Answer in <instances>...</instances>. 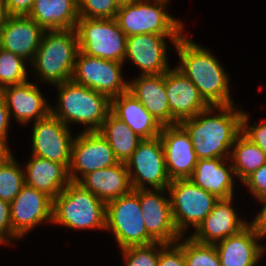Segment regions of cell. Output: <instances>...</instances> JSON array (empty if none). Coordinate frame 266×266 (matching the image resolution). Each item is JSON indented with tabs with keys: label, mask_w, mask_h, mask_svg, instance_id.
I'll return each mask as SVG.
<instances>
[{
	"label": "cell",
	"mask_w": 266,
	"mask_h": 266,
	"mask_svg": "<svg viewBox=\"0 0 266 266\" xmlns=\"http://www.w3.org/2000/svg\"><path fill=\"white\" fill-rule=\"evenodd\" d=\"M241 109L235 104L209 106L179 122L188 133L198 160L230 158L231 148L242 133Z\"/></svg>",
	"instance_id": "6da1fadb"
},
{
	"label": "cell",
	"mask_w": 266,
	"mask_h": 266,
	"mask_svg": "<svg viewBox=\"0 0 266 266\" xmlns=\"http://www.w3.org/2000/svg\"><path fill=\"white\" fill-rule=\"evenodd\" d=\"M179 56L176 67L197 87L209 106L235 104L230 94V75L209 48L199 45L184 34L175 44Z\"/></svg>",
	"instance_id": "7a4b0ae2"
},
{
	"label": "cell",
	"mask_w": 266,
	"mask_h": 266,
	"mask_svg": "<svg viewBox=\"0 0 266 266\" xmlns=\"http://www.w3.org/2000/svg\"><path fill=\"white\" fill-rule=\"evenodd\" d=\"M54 88L57 98L51 103V114L71 128L84 125L82 131H98L111 111V99L72 80L65 81Z\"/></svg>",
	"instance_id": "3957f363"
},
{
	"label": "cell",
	"mask_w": 266,
	"mask_h": 266,
	"mask_svg": "<svg viewBox=\"0 0 266 266\" xmlns=\"http://www.w3.org/2000/svg\"><path fill=\"white\" fill-rule=\"evenodd\" d=\"M78 51L76 29L44 31L30 64L36 82L56 86L71 80Z\"/></svg>",
	"instance_id": "277c9868"
},
{
	"label": "cell",
	"mask_w": 266,
	"mask_h": 266,
	"mask_svg": "<svg viewBox=\"0 0 266 266\" xmlns=\"http://www.w3.org/2000/svg\"><path fill=\"white\" fill-rule=\"evenodd\" d=\"M106 204L77 182H70L53 200L52 225L72 230H104Z\"/></svg>",
	"instance_id": "5b68a950"
},
{
	"label": "cell",
	"mask_w": 266,
	"mask_h": 266,
	"mask_svg": "<svg viewBox=\"0 0 266 266\" xmlns=\"http://www.w3.org/2000/svg\"><path fill=\"white\" fill-rule=\"evenodd\" d=\"M169 1L136 0L124 4L119 7L115 19L127 37L140 34L184 35V22L168 12Z\"/></svg>",
	"instance_id": "8992f818"
},
{
	"label": "cell",
	"mask_w": 266,
	"mask_h": 266,
	"mask_svg": "<svg viewBox=\"0 0 266 266\" xmlns=\"http://www.w3.org/2000/svg\"><path fill=\"white\" fill-rule=\"evenodd\" d=\"M105 231L112 233L119 249L156 242L145 228L139 190L106 203Z\"/></svg>",
	"instance_id": "52a82bcc"
},
{
	"label": "cell",
	"mask_w": 266,
	"mask_h": 266,
	"mask_svg": "<svg viewBox=\"0 0 266 266\" xmlns=\"http://www.w3.org/2000/svg\"><path fill=\"white\" fill-rule=\"evenodd\" d=\"M167 189L170 195L172 219L181 236L187 235L189 227L195 230L219 200L189 178L171 180Z\"/></svg>",
	"instance_id": "ba28073f"
},
{
	"label": "cell",
	"mask_w": 266,
	"mask_h": 266,
	"mask_svg": "<svg viewBox=\"0 0 266 266\" xmlns=\"http://www.w3.org/2000/svg\"><path fill=\"white\" fill-rule=\"evenodd\" d=\"M76 31L80 52L124 63L127 36L115 18H79Z\"/></svg>",
	"instance_id": "9c48e42d"
},
{
	"label": "cell",
	"mask_w": 266,
	"mask_h": 266,
	"mask_svg": "<svg viewBox=\"0 0 266 266\" xmlns=\"http://www.w3.org/2000/svg\"><path fill=\"white\" fill-rule=\"evenodd\" d=\"M125 164L133 190L167 189L171 182L159 136L143 139Z\"/></svg>",
	"instance_id": "30bf717a"
},
{
	"label": "cell",
	"mask_w": 266,
	"mask_h": 266,
	"mask_svg": "<svg viewBox=\"0 0 266 266\" xmlns=\"http://www.w3.org/2000/svg\"><path fill=\"white\" fill-rule=\"evenodd\" d=\"M124 63L105 60L78 51L71 80L110 99L128 91L129 81L123 77Z\"/></svg>",
	"instance_id": "8fae6325"
},
{
	"label": "cell",
	"mask_w": 266,
	"mask_h": 266,
	"mask_svg": "<svg viewBox=\"0 0 266 266\" xmlns=\"http://www.w3.org/2000/svg\"><path fill=\"white\" fill-rule=\"evenodd\" d=\"M108 141L98 131H79L71 148L69 178L78 182L84 175L118 164Z\"/></svg>",
	"instance_id": "7c38bea8"
},
{
	"label": "cell",
	"mask_w": 266,
	"mask_h": 266,
	"mask_svg": "<svg viewBox=\"0 0 266 266\" xmlns=\"http://www.w3.org/2000/svg\"><path fill=\"white\" fill-rule=\"evenodd\" d=\"M14 240H21L39 224H52L53 199L37 189L24 185L10 203Z\"/></svg>",
	"instance_id": "4fadbf2b"
},
{
	"label": "cell",
	"mask_w": 266,
	"mask_h": 266,
	"mask_svg": "<svg viewBox=\"0 0 266 266\" xmlns=\"http://www.w3.org/2000/svg\"><path fill=\"white\" fill-rule=\"evenodd\" d=\"M32 125L31 155L64 164L69 168L74 140L72 129L51 113Z\"/></svg>",
	"instance_id": "5bb4252c"
},
{
	"label": "cell",
	"mask_w": 266,
	"mask_h": 266,
	"mask_svg": "<svg viewBox=\"0 0 266 266\" xmlns=\"http://www.w3.org/2000/svg\"><path fill=\"white\" fill-rule=\"evenodd\" d=\"M183 35L140 34L126 38L124 64L130 60L140 70L139 75L163 74L171 66L168 61L169 44L175 46ZM166 40V41H165Z\"/></svg>",
	"instance_id": "9a60e30c"
},
{
	"label": "cell",
	"mask_w": 266,
	"mask_h": 266,
	"mask_svg": "<svg viewBox=\"0 0 266 266\" xmlns=\"http://www.w3.org/2000/svg\"><path fill=\"white\" fill-rule=\"evenodd\" d=\"M139 201L147 233L156 242L176 243L181 235L172 219L168 189H140Z\"/></svg>",
	"instance_id": "2e32d148"
},
{
	"label": "cell",
	"mask_w": 266,
	"mask_h": 266,
	"mask_svg": "<svg viewBox=\"0 0 266 266\" xmlns=\"http://www.w3.org/2000/svg\"><path fill=\"white\" fill-rule=\"evenodd\" d=\"M233 200L235 196L219 199L212 211L188 236L196 242L215 245L229 236L238 234L249 224V220L237 213L238 208L233 206Z\"/></svg>",
	"instance_id": "e0dca14e"
},
{
	"label": "cell",
	"mask_w": 266,
	"mask_h": 266,
	"mask_svg": "<svg viewBox=\"0 0 266 266\" xmlns=\"http://www.w3.org/2000/svg\"><path fill=\"white\" fill-rule=\"evenodd\" d=\"M29 81L28 79L24 83L7 86L1 90L11 120L13 118L23 126L44 119L51 113V104L40 90L39 83Z\"/></svg>",
	"instance_id": "ac0fdd59"
},
{
	"label": "cell",
	"mask_w": 266,
	"mask_h": 266,
	"mask_svg": "<svg viewBox=\"0 0 266 266\" xmlns=\"http://www.w3.org/2000/svg\"><path fill=\"white\" fill-rule=\"evenodd\" d=\"M159 137L170 180L190 178L198 159L186 130L179 123L166 125L162 127Z\"/></svg>",
	"instance_id": "d6986e66"
},
{
	"label": "cell",
	"mask_w": 266,
	"mask_h": 266,
	"mask_svg": "<svg viewBox=\"0 0 266 266\" xmlns=\"http://www.w3.org/2000/svg\"><path fill=\"white\" fill-rule=\"evenodd\" d=\"M165 90L171 115L178 122L209 107L193 82L176 66L165 72Z\"/></svg>",
	"instance_id": "ffe728a7"
},
{
	"label": "cell",
	"mask_w": 266,
	"mask_h": 266,
	"mask_svg": "<svg viewBox=\"0 0 266 266\" xmlns=\"http://www.w3.org/2000/svg\"><path fill=\"white\" fill-rule=\"evenodd\" d=\"M43 33L44 30L28 15L9 16L0 30V48L17 54L31 64Z\"/></svg>",
	"instance_id": "44dd1931"
},
{
	"label": "cell",
	"mask_w": 266,
	"mask_h": 266,
	"mask_svg": "<svg viewBox=\"0 0 266 266\" xmlns=\"http://www.w3.org/2000/svg\"><path fill=\"white\" fill-rule=\"evenodd\" d=\"M215 248L221 266H258L266 254V245L249 224L238 234L216 243Z\"/></svg>",
	"instance_id": "7402d4cb"
},
{
	"label": "cell",
	"mask_w": 266,
	"mask_h": 266,
	"mask_svg": "<svg viewBox=\"0 0 266 266\" xmlns=\"http://www.w3.org/2000/svg\"><path fill=\"white\" fill-rule=\"evenodd\" d=\"M128 91L162 126L179 123L170 112L165 90V73L138 74L135 79H129Z\"/></svg>",
	"instance_id": "603a6c76"
},
{
	"label": "cell",
	"mask_w": 266,
	"mask_h": 266,
	"mask_svg": "<svg viewBox=\"0 0 266 266\" xmlns=\"http://www.w3.org/2000/svg\"><path fill=\"white\" fill-rule=\"evenodd\" d=\"M235 173L229 158L199 159L189 178L218 199L235 196Z\"/></svg>",
	"instance_id": "cb8c5ba5"
},
{
	"label": "cell",
	"mask_w": 266,
	"mask_h": 266,
	"mask_svg": "<svg viewBox=\"0 0 266 266\" xmlns=\"http://www.w3.org/2000/svg\"><path fill=\"white\" fill-rule=\"evenodd\" d=\"M24 164L25 185L47 194L53 200L71 182L64 164L35 155H30Z\"/></svg>",
	"instance_id": "d4e9b609"
},
{
	"label": "cell",
	"mask_w": 266,
	"mask_h": 266,
	"mask_svg": "<svg viewBox=\"0 0 266 266\" xmlns=\"http://www.w3.org/2000/svg\"><path fill=\"white\" fill-rule=\"evenodd\" d=\"M77 183L96 195L105 204L133 190L124 162L92 171L84 175Z\"/></svg>",
	"instance_id": "484cf974"
},
{
	"label": "cell",
	"mask_w": 266,
	"mask_h": 266,
	"mask_svg": "<svg viewBox=\"0 0 266 266\" xmlns=\"http://www.w3.org/2000/svg\"><path fill=\"white\" fill-rule=\"evenodd\" d=\"M110 112L142 139L156 138L161 133L163 126L129 91L111 98Z\"/></svg>",
	"instance_id": "4316f807"
},
{
	"label": "cell",
	"mask_w": 266,
	"mask_h": 266,
	"mask_svg": "<svg viewBox=\"0 0 266 266\" xmlns=\"http://www.w3.org/2000/svg\"><path fill=\"white\" fill-rule=\"evenodd\" d=\"M28 16L44 31L76 29L78 0H34Z\"/></svg>",
	"instance_id": "83f0119b"
},
{
	"label": "cell",
	"mask_w": 266,
	"mask_h": 266,
	"mask_svg": "<svg viewBox=\"0 0 266 266\" xmlns=\"http://www.w3.org/2000/svg\"><path fill=\"white\" fill-rule=\"evenodd\" d=\"M98 132L108 141L119 162L126 163L143 140L111 112Z\"/></svg>",
	"instance_id": "f1b7e54d"
},
{
	"label": "cell",
	"mask_w": 266,
	"mask_h": 266,
	"mask_svg": "<svg viewBox=\"0 0 266 266\" xmlns=\"http://www.w3.org/2000/svg\"><path fill=\"white\" fill-rule=\"evenodd\" d=\"M229 159L240 182L266 163L265 153L242 133L236 138Z\"/></svg>",
	"instance_id": "f546056e"
},
{
	"label": "cell",
	"mask_w": 266,
	"mask_h": 266,
	"mask_svg": "<svg viewBox=\"0 0 266 266\" xmlns=\"http://www.w3.org/2000/svg\"><path fill=\"white\" fill-rule=\"evenodd\" d=\"M24 185L23 166L12 153L0 164V199L11 203Z\"/></svg>",
	"instance_id": "4dcf8cb0"
},
{
	"label": "cell",
	"mask_w": 266,
	"mask_h": 266,
	"mask_svg": "<svg viewBox=\"0 0 266 266\" xmlns=\"http://www.w3.org/2000/svg\"><path fill=\"white\" fill-rule=\"evenodd\" d=\"M181 236L176 242L182 249L186 266H221L215 245L202 244L190 236Z\"/></svg>",
	"instance_id": "1f68e13d"
},
{
	"label": "cell",
	"mask_w": 266,
	"mask_h": 266,
	"mask_svg": "<svg viewBox=\"0 0 266 266\" xmlns=\"http://www.w3.org/2000/svg\"><path fill=\"white\" fill-rule=\"evenodd\" d=\"M27 65V66H26ZM27 61L11 51L0 48V91L7 87L26 82Z\"/></svg>",
	"instance_id": "d6a6232c"
},
{
	"label": "cell",
	"mask_w": 266,
	"mask_h": 266,
	"mask_svg": "<svg viewBox=\"0 0 266 266\" xmlns=\"http://www.w3.org/2000/svg\"><path fill=\"white\" fill-rule=\"evenodd\" d=\"M123 266H158L160 242L120 249Z\"/></svg>",
	"instance_id": "836d02e7"
},
{
	"label": "cell",
	"mask_w": 266,
	"mask_h": 266,
	"mask_svg": "<svg viewBox=\"0 0 266 266\" xmlns=\"http://www.w3.org/2000/svg\"><path fill=\"white\" fill-rule=\"evenodd\" d=\"M119 7L116 0H78L80 18L113 19Z\"/></svg>",
	"instance_id": "e575fe53"
},
{
	"label": "cell",
	"mask_w": 266,
	"mask_h": 266,
	"mask_svg": "<svg viewBox=\"0 0 266 266\" xmlns=\"http://www.w3.org/2000/svg\"><path fill=\"white\" fill-rule=\"evenodd\" d=\"M249 112L243 111L242 115V134L247 137L252 143L256 144L266 156V119L259 123L249 124Z\"/></svg>",
	"instance_id": "d590c367"
},
{
	"label": "cell",
	"mask_w": 266,
	"mask_h": 266,
	"mask_svg": "<svg viewBox=\"0 0 266 266\" xmlns=\"http://www.w3.org/2000/svg\"><path fill=\"white\" fill-rule=\"evenodd\" d=\"M255 200L266 197V163L248 175L242 182Z\"/></svg>",
	"instance_id": "8d00e7d4"
},
{
	"label": "cell",
	"mask_w": 266,
	"mask_h": 266,
	"mask_svg": "<svg viewBox=\"0 0 266 266\" xmlns=\"http://www.w3.org/2000/svg\"><path fill=\"white\" fill-rule=\"evenodd\" d=\"M158 266H186L183 249L177 243L160 242Z\"/></svg>",
	"instance_id": "74e56055"
},
{
	"label": "cell",
	"mask_w": 266,
	"mask_h": 266,
	"mask_svg": "<svg viewBox=\"0 0 266 266\" xmlns=\"http://www.w3.org/2000/svg\"><path fill=\"white\" fill-rule=\"evenodd\" d=\"M13 229L11 224L10 203L0 199V245H12Z\"/></svg>",
	"instance_id": "f35d334b"
},
{
	"label": "cell",
	"mask_w": 266,
	"mask_h": 266,
	"mask_svg": "<svg viewBox=\"0 0 266 266\" xmlns=\"http://www.w3.org/2000/svg\"><path fill=\"white\" fill-rule=\"evenodd\" d=\"M262 208L257 212L256 216L249 221V225L256 234L263 240L266 239V197L257 200Z\"/></svg>",
	"instance_id": "ab89813d"
},
{
	"label": "cell",
	"mask_w": 266,
	"mask_h": 266,
	"mask_svg": "<svg viewBox=\"0 0 266 266\" xmlns=\"http://www.w3.org/2000/svg\"><path fill=\"white\" fill-rule=\"evenodd\" d=\"M5 3L9 16H22L29 15L34 0H5Z\"/></svg>",
	"instance_id": "60d3db41"
},
{
	"label": "cell",
	"mask_w": 266,
	"mask_h": 266,
	"mask_svg": "<svg viewBox=\"0 0 266 266\" xmlns=\"http://www.w3.org/2000/svg\"><path fill=\"white\" fill-rule=\"evenodd\" d=\"M5 99L0 91V139L8 144V131L12 124Z\"/></svg>",
	"instance_id": "b9f144b4"
},
{
	"label": "cell",
	"mask_w": 266,
	"mask_h": 266,
	"mask_svg": "<svg viewBox=\"0 0 266 266\" xmlns=\"http://www.w3.org/2000/svg\"><path fill=\"white\" fill-rule=\"evenodd\" d=\"M9 146L4 140L0 139V164L13 153Z\"/></svg>",
	"instance_id": "7bdbcfd3"
},
{
	"label": "cell",
	"mask_w": 266,
	"mask_h": 266,
	"mask_svg": "<svg viewBox=\"0 0 266 266\" xmlns=\"http://www.w3.org/2000/svg\"><path fill=\"white\" fill-rule=\"evenodd\" d=\"M8 17H9V14L6 9L5 0H0V30L6 23Z\"/></svg>",
	"instance_id": "ee69618b"
},
{
	"label": "cell",
	"mask_w": 266,
	"mask_h": 266,
	"mask_svg": "<svg viewBox=\"0 0 266 266\" xmlns=\"http://www.w3.org/2000/svg\"><path fill=\"white\" fill-rule=\"evenodd\" d=\"M136 0H116V2L118 3L119 6L124 5V4H129L132 3Z\"/></svg>",
	"instance_id": "f6af8a7d"
}]
</instances>
